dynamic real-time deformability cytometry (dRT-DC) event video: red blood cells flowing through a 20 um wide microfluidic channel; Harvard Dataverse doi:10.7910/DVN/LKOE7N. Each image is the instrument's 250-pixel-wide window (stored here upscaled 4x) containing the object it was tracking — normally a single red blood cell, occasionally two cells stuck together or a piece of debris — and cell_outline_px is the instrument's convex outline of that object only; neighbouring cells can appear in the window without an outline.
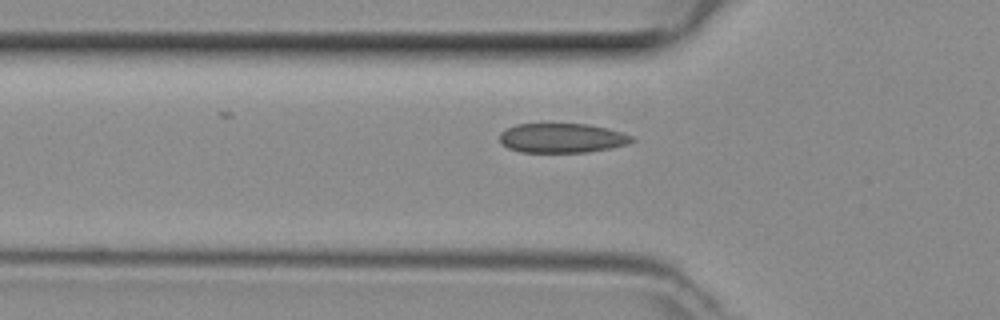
{"species": "common noctule bat (a hibernating species)", "species_latin": "Nyctalus noctula", "temperature_condition": "room temperature", "stored_images_in_passage": 15, "camera_frame_rate_fps": 3000, "um_per_image_px": 0.085, "animal": {"sex": "female", "body_mass_g": 29.2, "forearm_length_mm": 56.3}, "frame": {"image": 1, "passage_image": 2, "time_ms": 0.333, "image_size_px": [1000, 320], "cell_outline_px": [[636, 140], [628, 144], [588, 152], [520, 152], [508, 148], [500, 140], [500, 132], [516, 124], [588, 124], [608, 128], [636, 136]], "centroid_in_image_um": [47.82, 11.73], "position_along_channel_um": 78.0, "area_um2": 22.77}}
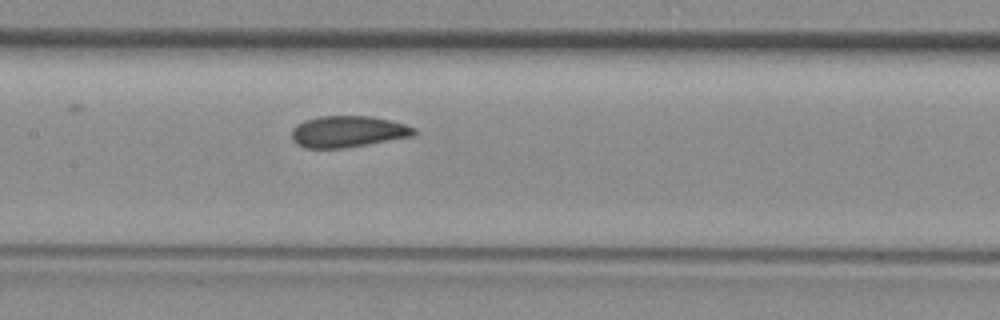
{"frame": {"image": 2, "passage_image": 9, "time_ms": 2.667, "image_size_px": [1000, 320], "cell_outline_px": [[416, 132], [412, 136], [368, 144], [344, 148], [304, 148], [296, 144], [292, 140], [292, 128], [296, 124], [304, 120], [320, 116], [372, 116], [404, 124], [416, 128]], "centroid_in_image_um": [29.52, 11.18], "position_along_channel_um": 177.9, "area_um2": 22.43}}
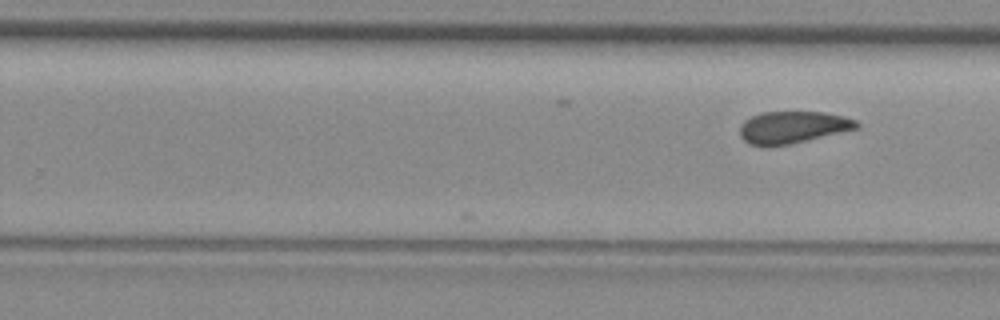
{"frame": {"image": 3, "passage_image": 15, "time_ms": 4.667, "image_size_px": [1000, 320], "cell_outline_px": [[860, 128], [788, 144], [748, 144], [740, 136], [740, 124], [744, 120], [760, 112], [824, 112], [844, 116], [856, 120], [860, 124]], "centroid_in_image_um": [67.41, 10.78], "position_along_channel_um": 262.4, "area_um2": 21.5}}